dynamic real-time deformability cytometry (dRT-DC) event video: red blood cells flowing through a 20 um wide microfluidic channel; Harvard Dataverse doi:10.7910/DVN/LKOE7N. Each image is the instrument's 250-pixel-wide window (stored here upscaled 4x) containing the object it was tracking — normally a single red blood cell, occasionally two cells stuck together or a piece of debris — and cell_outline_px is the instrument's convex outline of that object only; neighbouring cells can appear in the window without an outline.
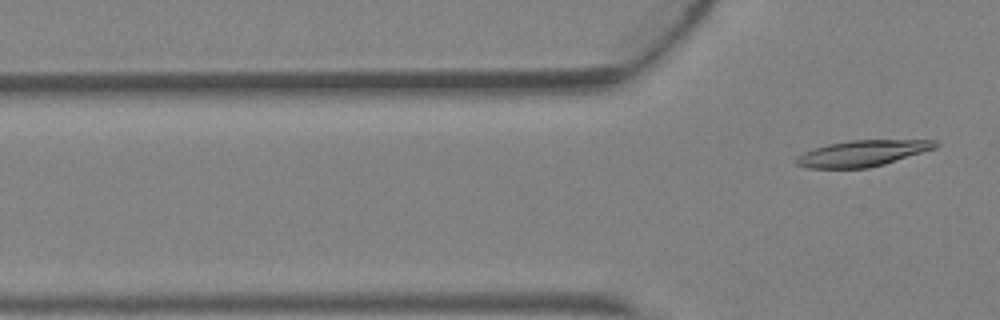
{"species": "Egyptian fruit bat (a non-hibernating species)", "species_latin": "Rousettus aegyptiacus", "temperature_condition": "warm", "stored_images_in_passage": 5, "segment_of_instrument_passage": [2, 2], "camera_frame_rate_fps": 3000, "um_per_image_px": 0.085, "animal": {"sex": "female"}, "frame": {"image": 1, "passage_image": 5, "time_ms": 1.333, "image_size_px": [1000, 320], "cell_outline_px": [[940, 144], [936, 148], [884, 164], [868, 168], [808, 168], [796, 164], [796, 160], [804, 152], [828, 144], [852, 140], [936, 140]], "centroid_in_image_um": [73.35, 13.03], "position_along_channel_um": 52.4, "area_um2": 20.87}}